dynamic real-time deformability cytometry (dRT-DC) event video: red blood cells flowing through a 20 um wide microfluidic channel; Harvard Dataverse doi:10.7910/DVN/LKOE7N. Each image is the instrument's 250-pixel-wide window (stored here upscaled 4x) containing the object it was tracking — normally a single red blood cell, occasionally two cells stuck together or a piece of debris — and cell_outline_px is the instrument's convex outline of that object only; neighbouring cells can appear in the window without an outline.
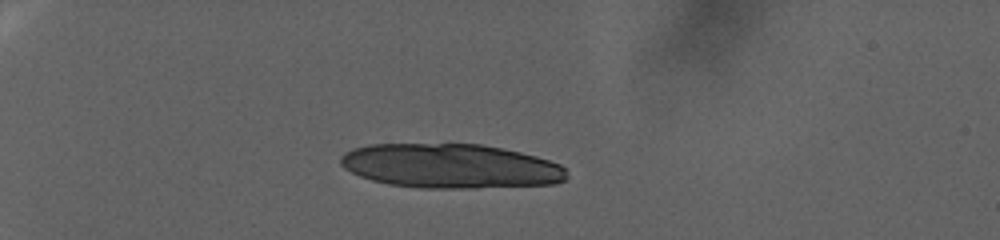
{"species": "human", "species_latin": "Homo sapiens", "temperature_condition": "warm", "stored_images_in_passage": 14, "camera_frame_rate_fps": 3000, "um_per_image_px": 0.085, "donor": {"sex": "female"}, "frame": {"image": 1, "passage_image": 1, "time_ms": 0.0, "image_size_px": [1000, 240], "cell_outline_px": [[568, 176], [564, 180], [556, 184], [476, 188], [420, 188], [388, 184], [372, 180], [360, 176], [344, 168], [340, 164], [340, 156], [344, 152], [352, 148], [368, 144], [480, 144], [520, 152], [536, 156], [560, 164], [564, 168]], "centroid_in_image_um": [38.27, 14.12], "position_along_channel_um": 46.7, "area_um2": 58.78}}